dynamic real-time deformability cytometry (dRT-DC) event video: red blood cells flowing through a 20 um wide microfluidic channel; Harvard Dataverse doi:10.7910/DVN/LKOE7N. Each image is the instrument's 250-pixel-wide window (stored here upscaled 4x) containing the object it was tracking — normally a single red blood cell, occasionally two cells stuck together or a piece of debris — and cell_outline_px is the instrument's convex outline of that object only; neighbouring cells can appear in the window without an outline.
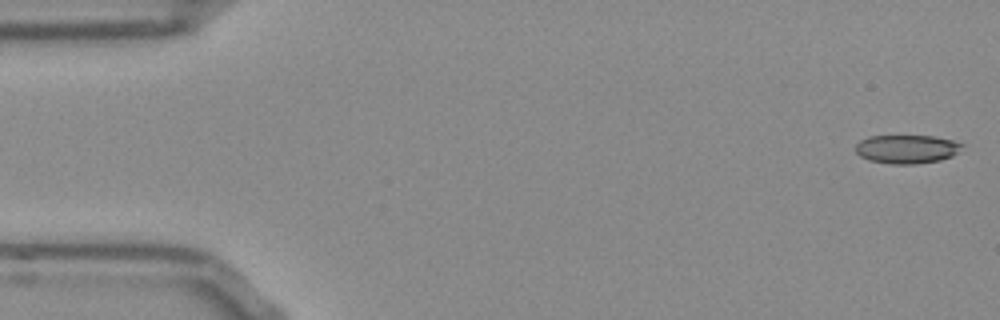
{"species": "Egyptian fruit bat (a non-hibernating species)", "species_latin": "Rousettus aegyptiacus", "temperature_condition": "room temperature", "stored_images_in_passage": 52, "camera_frame_rate_fps": 3000, "um_per_image_px": 0.085, "frame": {"image": 1, "passage_image": 1, "time_ms": 0.0, "image_size_px": [1000, 320], "cell_outline_px": [[964, 144], [952, 156], [940, 160], [916, 164], [892, 164], [868, 160], [860, 156], [856, 152], [856, 144], [860, 140], [868, 136], [936, 136], [952, 140]], "centroid_in_image_um": [77.05, 12.67], "position_along_channel_um": 7.9, "area_um2": 17.74}}
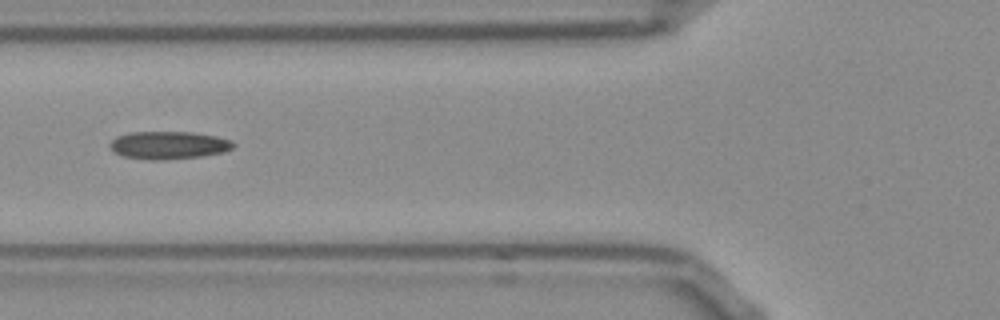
{"frame": {"image": 2, "passage_image": 19, "time_ms": 6.0, "image_size_px": [1000, 320], "cell_outline_px": [[236, 144], [232, 148], [224, 152], [200, 156], [164, 160], [148, 160], [124, 156], [116, 152], [108, 144], [116, 136], [132, 132], [192, 132], [216, 136], [232, 140]], "centroid_in_image_um": [14.35, 12.34], "position_along_channel_um": 111.4, "area_um2": 19.94}}
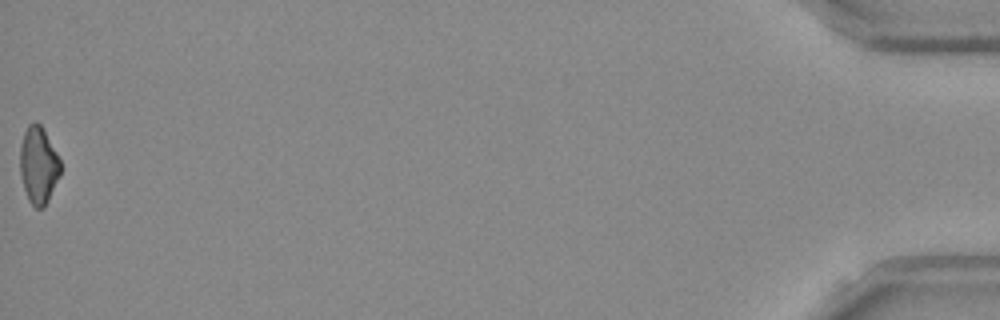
{"frame": {"image": 3, "passage_image": 52, "time_ms": 17.0, "image_size_px": [1000, 320], "cell_outline_px": [[60, 176], [44, 208], [36, 208], [28, 200], [24, 188], [20, 172], [20, 148], [24, 132], [28, 124], [36, 120], [40, 124], [56, 152], [60, 160]], "centroid_in_image_um": [3.26, 14.04], "position_along_channel_um": 431.9, "area_um2": 18.03}, "authors_computed_cell_mechanics": {"area_um2": 18.9873, "velocity_mm_per_s": 3.8687, "shape_relaxation_time_tau1_ms": null, "shape_relaxation_time_tau2_ms": 5.6703, "deformation_change_tau1": null, "deformation_change_tau2": 0.1574}}